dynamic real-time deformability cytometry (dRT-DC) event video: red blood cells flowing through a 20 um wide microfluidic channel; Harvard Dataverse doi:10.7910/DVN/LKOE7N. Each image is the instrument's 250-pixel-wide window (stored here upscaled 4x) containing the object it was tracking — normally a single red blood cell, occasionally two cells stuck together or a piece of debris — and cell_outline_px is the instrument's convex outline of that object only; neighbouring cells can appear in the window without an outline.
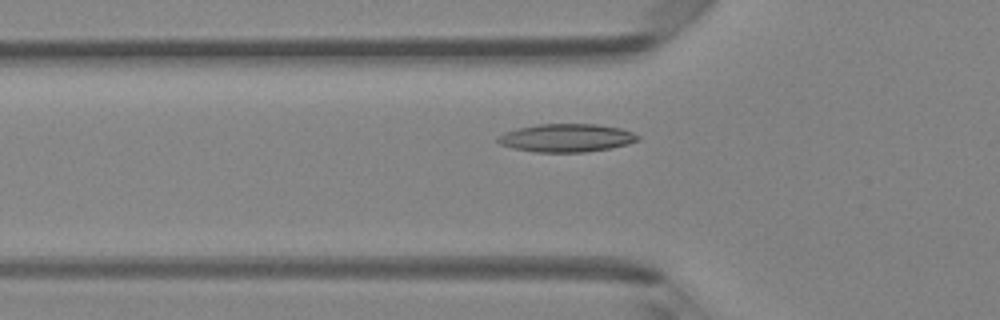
{"species": "Egyptian fruit bat (a non-hibernating species)", "species_latin": "Rousettus aegyptiacus", "temperature_condition": "room temperature", "stored_images_in_passage": 35, "camera_frame_rate_fps": 3000, "um_per_image_px": 0.085, "animal": {"sex": "female"}, "frame": {"image": 1, "passage_image": 9, "time_ms": 2.667, "image_size_px": [1000, 320], "cell_outline_px": [[640, 140], [628, 144], [608, 148], [584, 152], [536, 152], [512, 148], [500, 144], [496, 140], [496, 136], [504, 132], [520, 128], [540, 124], [596, 124], [620, 128], [632, 132], [640, 136]], "centroid_in_image_um": [48.14, 11.72], "position_along_channel_um": 77.7, "area_um2": 22.89}}
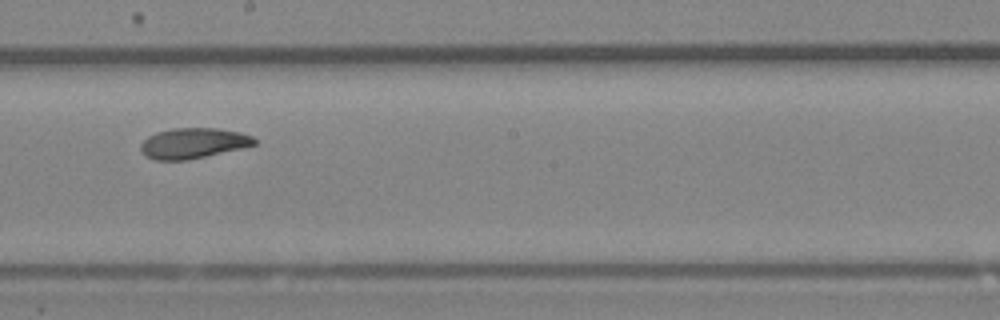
{"frame": {"image": 2, "passage_image": 20, "time_ms": 6.333, "image_size_px": [1000, 320], "cell_outline_px": [[256, 144], [240, 148], [188, 160], [156, 160], [148, 156], [140, 148], [140, 144], [148, 136], [156, 132], [172, 128], [216, 128], [240, 132], [252, 136], [256, 140]], "centroid_in_image_um": [16.41, 12.16], "position_along_channel_um": 231.8, "area_um2": 19.94}}
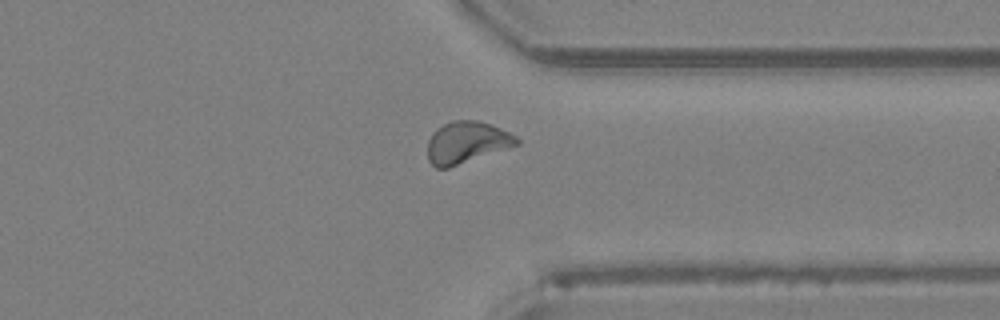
{"frame": {"image": 3, "passage_image": 30, "time_ms": 9.667, "image_size_px": [1000, 320], "cell_outline_px": [[520, 144], [448, 168], [436, 168], [428, 160], [428, 140], [432, 132], [436, 128], [452, 120], [480, 120], [500, 128], [516, 136], [520, 140]], "centroid_in_image_um": [39.65, 12.09], "position_along_channel_um": 371.7, "area_um2": 21.73}}